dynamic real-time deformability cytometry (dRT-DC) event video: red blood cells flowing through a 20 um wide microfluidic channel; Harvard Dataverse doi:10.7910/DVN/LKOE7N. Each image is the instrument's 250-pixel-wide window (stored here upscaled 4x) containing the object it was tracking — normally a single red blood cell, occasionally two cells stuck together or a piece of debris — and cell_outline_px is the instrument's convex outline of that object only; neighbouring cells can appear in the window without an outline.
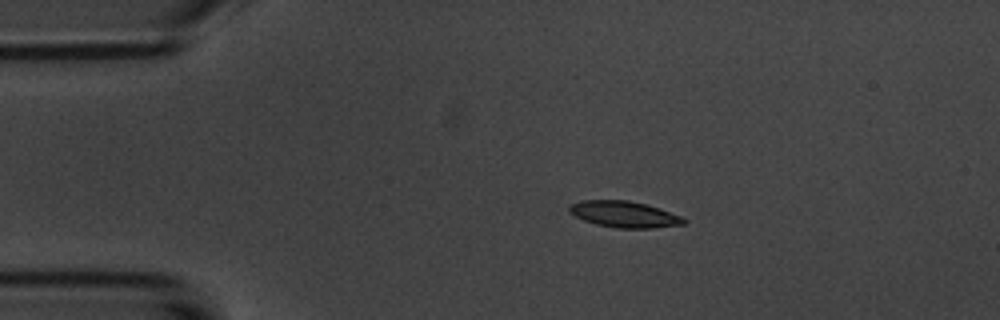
{"species": "common noctule bat (a hibernating species)", "species_latin": "Nyctalus noctula", "temperature_condition": "room temperature", "stored_images_in_passage": 15, "camera_frame_rate_fps": 3000, "um_per_image_px": 0.085, "animal": {"sex": "male", "body_mass_g": 20.1, "forearm_length_mm": 53.5}, "frame": {"image": 1, "passage_image": 3, "time_ms": 3.333, "image_size_px": [1000, 320], "cell_outline_px": [[688, 220], [684, 224], [652, 228], [616, 228], [596, 224], [584, 220], [568, 212], [568, 208], [572, 204], [584, 200], [628, 200], [644, 204], [680, 216]], "centroid_in_image_um": [53.04, 18.22], "position_along_channel_um": 32.0, "area_um2": 17.22}}
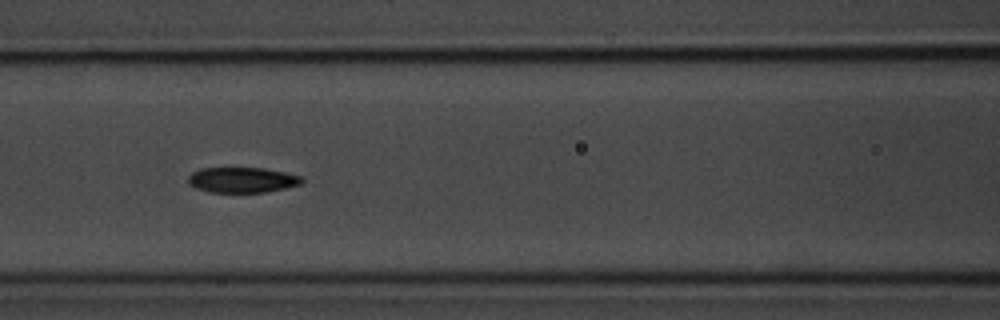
{"frame": {"image": 2, "passage_image": 7, "time_ms": 7.667, "image_size_px": [1000, 320], "cell_outline_px": [[304, 180], [300, 184], [284, 188], [264, 192], [208, 192], [196, 188], [188, 184], [188, 176], [192, 172], [200, 168], [264, 168], [304, 176]], "centroid_in_image_um": [20.57, 15.29], "position_along_channel_um": 146.0, "area_um2": 16.88}}
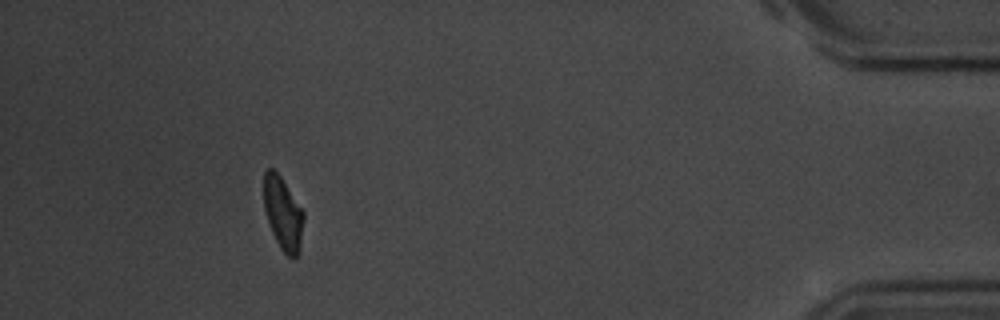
{"frame": {"image": 3, "passage_image": 14, "time_ms": 16.667, "image_size_px": [1000, 320], "cell_outline_px": [[304, 220], [300, 252], [292, 260], [280, 248], [272, 232], [264, 208], [264, 172], [268, 168], [272, 168], [280, 176], [304, 212]], "centroid_in_image_um": [24.07, 18.18], "position_along_channel_um": 411.1, "area_um2": 16.88}, "authors_computed_cell_mechanics": {"area_um2": 17.2244, "velocity_mm_per_s": 3.6216, "shape_relaxation_time_tau1_ms": 7.304, "shape_relaxation_time_tau2_ms": 8.7325, "deformation_change_tau1": 0.2081, "deformation_change_tau2": 0.1546}}